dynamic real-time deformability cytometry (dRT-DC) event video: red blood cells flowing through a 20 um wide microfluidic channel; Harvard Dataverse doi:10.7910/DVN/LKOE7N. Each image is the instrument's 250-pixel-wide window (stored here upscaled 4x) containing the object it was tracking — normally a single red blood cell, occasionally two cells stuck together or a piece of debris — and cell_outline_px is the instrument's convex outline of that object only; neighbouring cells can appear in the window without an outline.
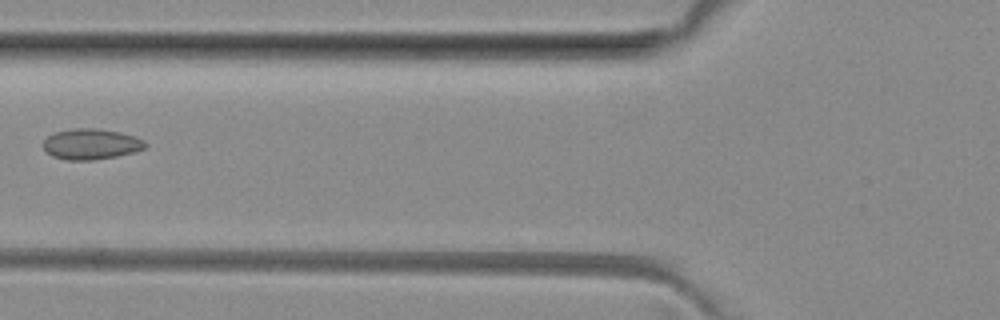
{"species": "common noctule bat (a hibernating species)", "species_latin": "Nyctalus noctula", "temperature_condition": "room temperature", "stored_images_in_passage": 3, "camera_frame_rate_fps": 3000, "um_per_image_px": 0.085, "animal": {"sex": "female", "body_mass_g": 29.2, "forearm_length_mm": 56.3}, "frame": {"image": 1, "passage_image": 2, "time_ms": 1.333, "image_size_px": [1000, 320], "cell_outline_px": [[148, 148], [116, 156], [92, 160], [68, 160], [52, 156], [44, 148], [44, 140], [48, 136], [56, 132], [72, 128], [96, 128], [120, 132], [136, 136], [144, 140], [148, 144]], "centroid_in_image_um": [7.79, 12.24], "position_along_channel_um": 118.0, "area_um2": 18.26}}
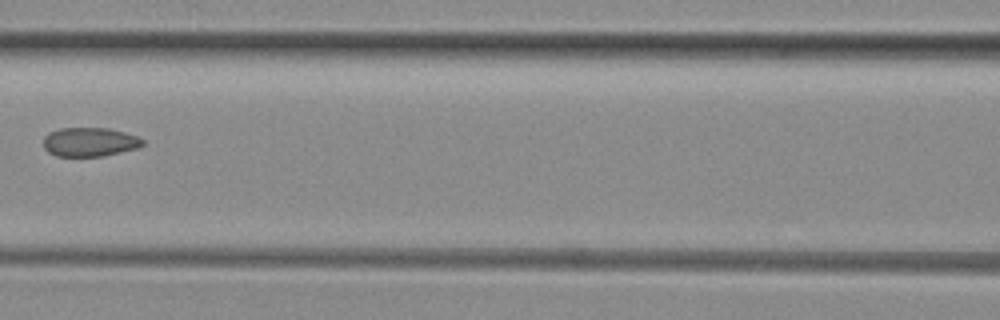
{"frame": {"image": 2, "passage_image": 3, "time_ms": 2.333, "image_size_px": [1000, 320], "cell_outline_px": [[144, 144], [136, 148], [104, 156], [56, 156], [48, 152], [44, 148], [44, 136], [48, 132], [60, 128], [108, 128], [124, 132], [136, 136], [144, 140]], "centroid_in_image_um": [7.59, 12.06], "position_along_channel_um": 159.0, "area_um2": 16.76}}